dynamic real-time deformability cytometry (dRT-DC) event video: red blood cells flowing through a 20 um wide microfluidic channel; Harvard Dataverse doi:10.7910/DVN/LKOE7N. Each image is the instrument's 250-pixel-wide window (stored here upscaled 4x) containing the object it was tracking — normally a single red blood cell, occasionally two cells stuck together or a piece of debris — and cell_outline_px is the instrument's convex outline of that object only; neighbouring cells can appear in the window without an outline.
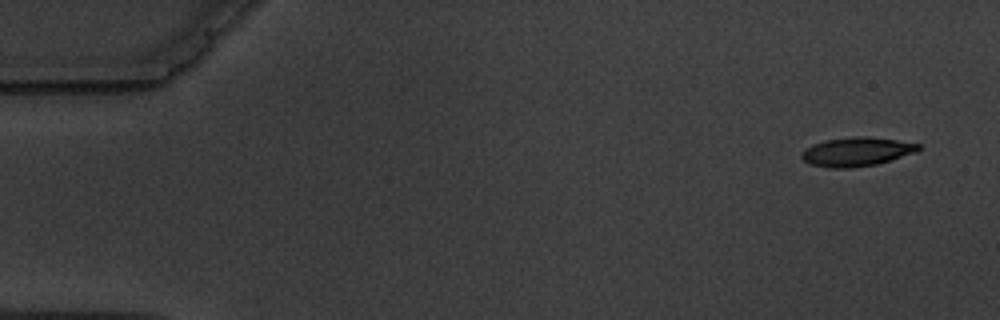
{"species": "common noctule bat (a hibernating species)", "species_latin": "Nyctalus noctula", "temperature_condition": "warm", "stored_images_in_passage": 5, "camera_frame_rate_fps": 3000, "um_per_image_px": 0.085, "animal": {"sex": "male", "body_mass_g": 19.5, "forearm_length_mm": 54.6}, "frame": {"image": 1, "passage_image": 1, "time_ms": 0.0, "image_size_px": [1000, 320], "cell_outline_px": [[920, 148], [916, 152], [876, 164], [848, 168], [828, 168], [812, 164], [804, 160], [800, 156], [812, 144], [824, 140], [856, 136], [868, 136], [896, 140], [920, 144]], "centroid_in_image_um": [72.81, 12.89], "position_along_channel_um": 12.2, "area_um2": 19.42}}
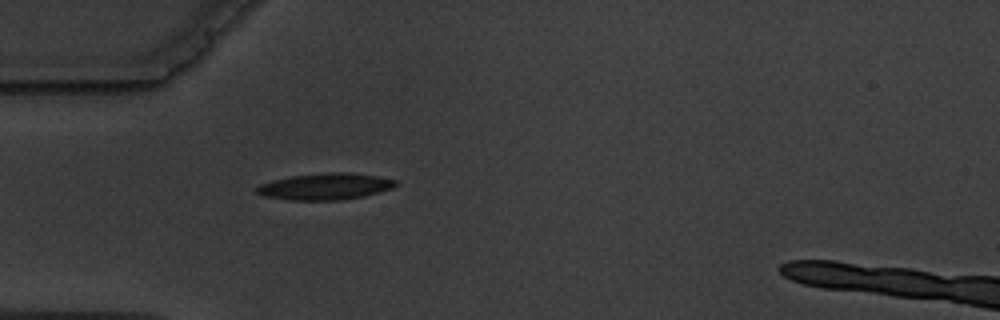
{"frame": {"image": 2, "passage_image": 5, "time_ms": 4.667, "image_size_px": [1000, 320], "cell_outline_px": [[400, 184], [392, 188], [380, 192], [364, 196], [340, 200], [292, 200], [264, 196], [256, 192], [256, 188], [260, 184], [272, 180], [292, 176], [328, 172], [348, 172], [376, 176], [396, 180]], "centroid_in_image_um": [27.67, 15.85], "position_along_channel_um": 57.3, "area_um2": 21.44}}